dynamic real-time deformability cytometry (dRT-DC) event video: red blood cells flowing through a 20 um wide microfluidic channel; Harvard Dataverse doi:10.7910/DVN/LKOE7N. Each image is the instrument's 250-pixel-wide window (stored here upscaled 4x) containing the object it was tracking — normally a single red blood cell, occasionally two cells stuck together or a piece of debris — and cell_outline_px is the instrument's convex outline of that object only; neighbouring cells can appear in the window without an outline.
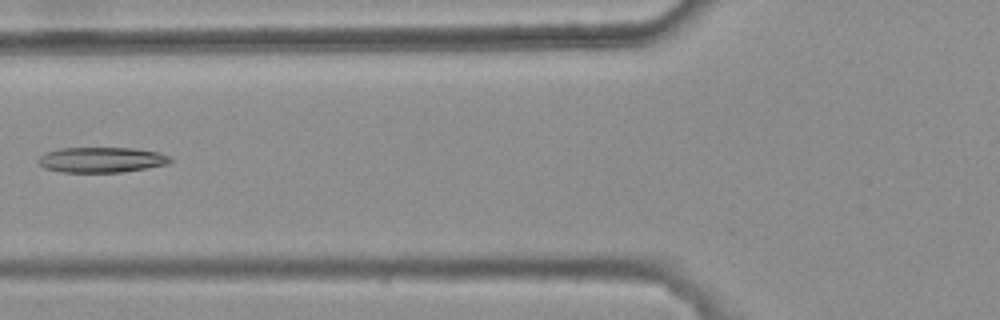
{"species": "common noctule bat (a hibernating species)", "species_latin": "Nyctalus noctula", "temperature_condition": "warm", "stored_images_in_passage": 7, "camera_frame_rate_fps": 3000, "um_per_image_px": 0.085, "animal": {"sex": "female", "body_mass_g": 25.1}, "frame": {"image": 1, "passage_image": 5, "time_ms": 1.333, "image_size_px": [1000, 320], "cell_outline_px": [[172, 160], [168, 164], [120, 172], [60, 172], [44, 168], [36, 160], [40, 156], [48, 152], [60, 148], [132, 148], [160, 152], [168, 156]], "centroid_in_image_um": [8.61, 13.58], "position_along_channel_um": 117.2, "area_um2": 19.36}}
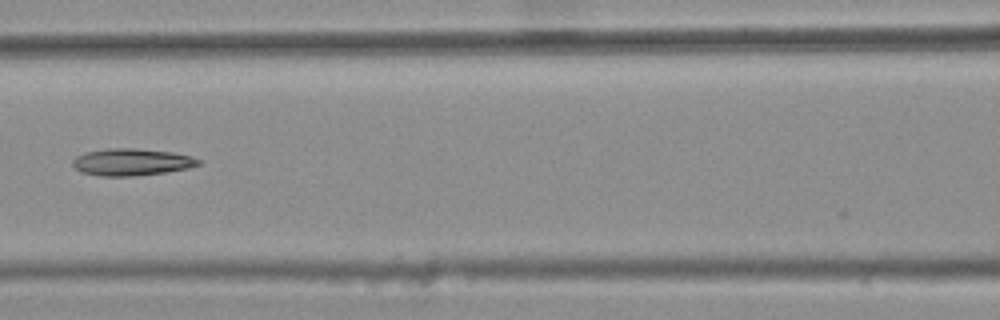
{"frame": {"image": 2, "passage_image": 6, "time_ms": 1.667, "image_size_px": [1000, 320], "cell_outline_px": [[200, 164], [188, 168], [164, 172], [132, 176], [100, 176], [80, 172], [72, 164], [72, 160], [76, 156], [84, 152], [108, 148], [132, 148], [172, 152], [192, 156], [200, 160]], "centroid_in_image_um": [11.15, 13.77], "position_along_channel_um": 155.4, "area_um2": 19.77}}